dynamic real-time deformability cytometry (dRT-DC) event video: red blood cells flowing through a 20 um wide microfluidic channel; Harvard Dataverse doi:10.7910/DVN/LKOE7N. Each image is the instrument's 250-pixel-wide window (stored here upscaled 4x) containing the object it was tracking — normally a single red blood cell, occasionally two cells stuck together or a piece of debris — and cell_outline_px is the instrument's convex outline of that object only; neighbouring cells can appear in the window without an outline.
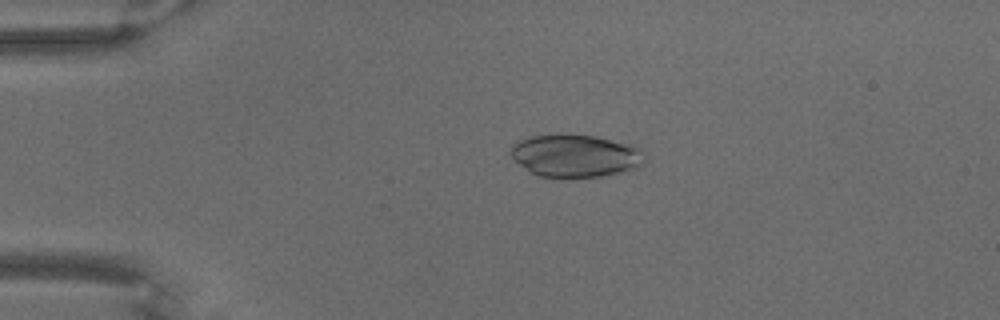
{"species": "common noctule bat (a hibernating species)", "species_latin": "Nyctalus noctula", "temperature_condition": "warm", "stored_images_in_passage": 70, "camera_frame_rate_fps": 3000, "um_per_image_px": 0.085, "animal": {"sex": "male", "body_mass_g": 18.8}, "frame": {"image": 1, "passage_image": 16, "time_ms": 5.0, "image_size_px": [1000, 320], "cell_outline_px": [[644, 164], [636, 168], [600, 176], [560, 180], [540, 176], [532, 172], [520, 164], [512, 156], [512, 144], [520, 140], [532, 136], [556, 132], [596, 136], [636, 144], [644, 152]], "centroid_in_image_um": [48.95, 13.23], "position_along_channel_um": 36.1, "area_um2": 34.22}}
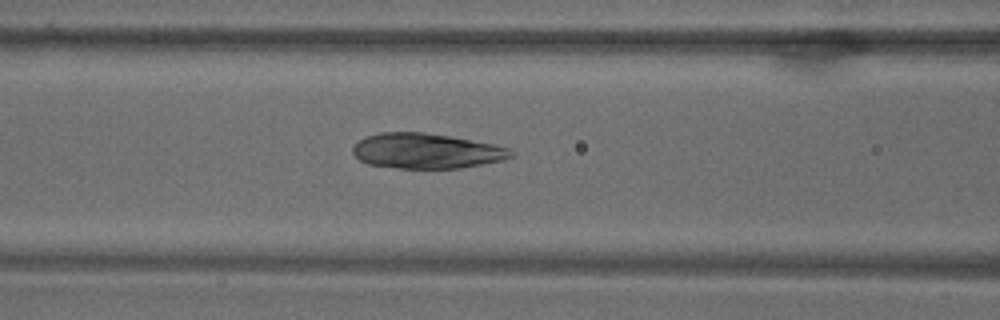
{"frame": {"image": 2, "passage_image": 30, "time_ms": 9.667, "image_size_px": [1000, 320], "cell_outline_px": [[512, 156], [504, 160], [460, 168], [400, 168], [368, 164], [360, 160], [352, 152], [352, 148], [360, 140], [368, 136], [380, 132], [424, 132], [448, 136], [492, 144], [508, 148], [512, 152]], "centroid_in_image_um": [36.22, 12.83], "position_along_channel_um": 130.4, "area_um2": 32.02}}
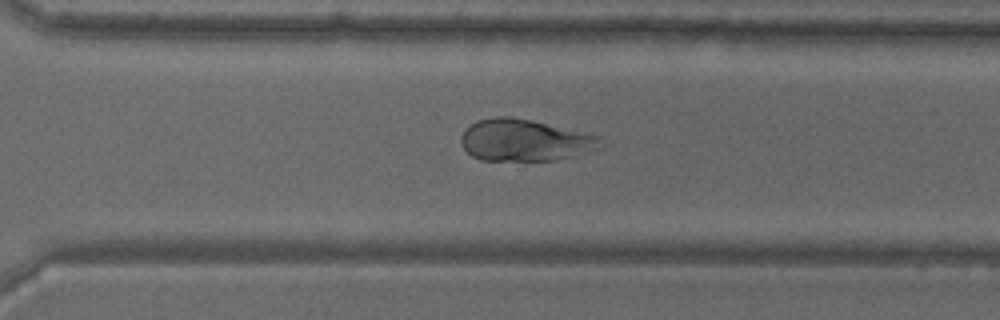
{"frame": {"image": 3, "passage_image": 50, "time_ms": 16.333, "image_size_px": [1000, 320], "cell_outline_px": [[604, 148], [556, 160], [480, 160], [472, 156], [460, 144], [460, 136], [464, 128], [476, 120], [496, 116], [508, 116], [532, 120], [600, 136], [604, 144]], "centroid_in_image_um": [44.6, 11.91], "position_along_channel_um": 326.0, "area_um2": 34.33}}